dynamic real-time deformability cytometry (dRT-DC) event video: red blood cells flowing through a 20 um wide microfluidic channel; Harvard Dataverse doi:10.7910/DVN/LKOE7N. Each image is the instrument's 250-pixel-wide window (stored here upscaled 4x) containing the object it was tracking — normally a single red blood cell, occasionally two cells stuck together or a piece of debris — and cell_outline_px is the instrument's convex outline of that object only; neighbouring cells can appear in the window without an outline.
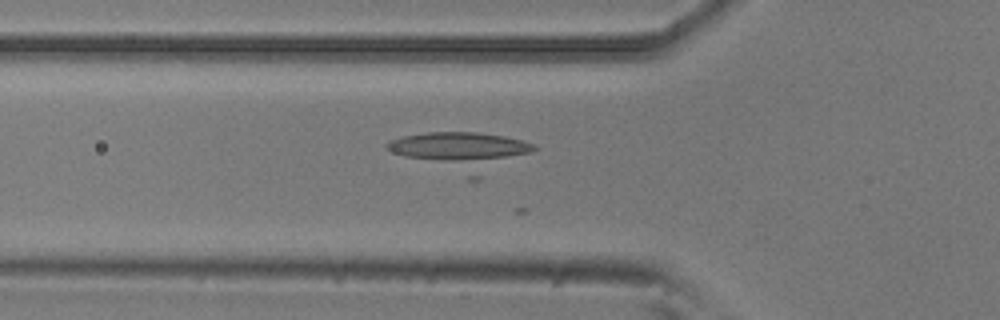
{"species": "common noctule bat (a hibernating species)", "species_latin": "Nyctalus noctula", "temperature_condition": "room temperature", "stored_images_in_passage": 23, "camera_frame_rate_fps": 3000, "um_per_image_px": 0.085, "animal": {"sex": "male", "body_mass_g": 20.5, "forearm_length_mm": 52.5}, "frame": {"image": 1, "passage_image": 18, "time_ms": 5.667, "image_size_px": [1000, 320], "cell_outline_px": [[540, 148], [532, 152], [508, 156], [480, 160], [452, 160], [404, 156], [392, 152], [384, 148], [384, 144], [388, 140], [404, 136], [428, 132], [476, 132], [504, 136], [520, 140], [532, 144]], "centroid_in_image_um": [38.94, 12.41], "position_along_channel_um": 86.9, "area_um2": 23.64}}